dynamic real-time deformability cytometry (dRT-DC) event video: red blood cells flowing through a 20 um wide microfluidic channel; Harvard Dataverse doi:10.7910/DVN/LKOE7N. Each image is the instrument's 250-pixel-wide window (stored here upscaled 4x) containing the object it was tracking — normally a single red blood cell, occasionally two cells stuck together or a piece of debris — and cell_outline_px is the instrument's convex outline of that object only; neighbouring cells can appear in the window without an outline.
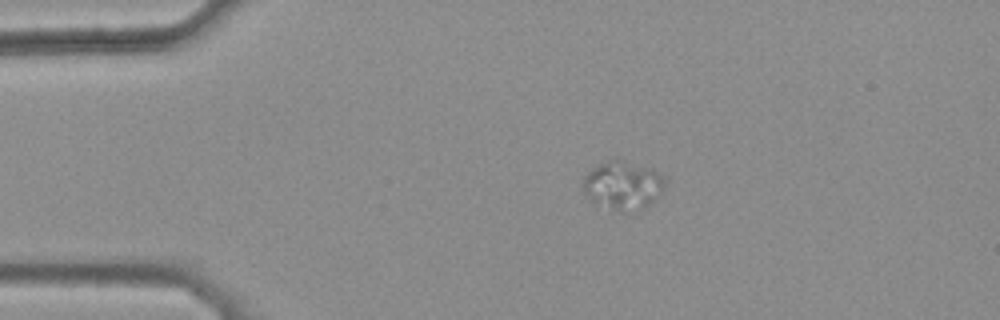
{"species": "common noctule bat (a hibernating species)", "species_latin": "Nyctalus noctula", "temperature_condition": "warm", "stored_images_in_passage": 25, "camera_frame_rate_fps": 3000, "um_per_image_px": 0.085, "animal": {"sex": "female", "body_mass_g": 25.1}, "frame": {"image": 1, "passage_image": 1, "time_ms": 0.0, "image_size_px": [1000, 320], "cell_outline_px": [[668, 180], [664, 188], [644, 208], [624, 212], [620, 212], [596, 204], [584, 192], [580, 184], [584, 176], [588, 172], [600, 164], [616, 156], [648, 168], [668, 176]], "centroid_in_image_um": [52.94, 15.72], "position_along_channel_um": 32.1, "area_um2": 23.47}}
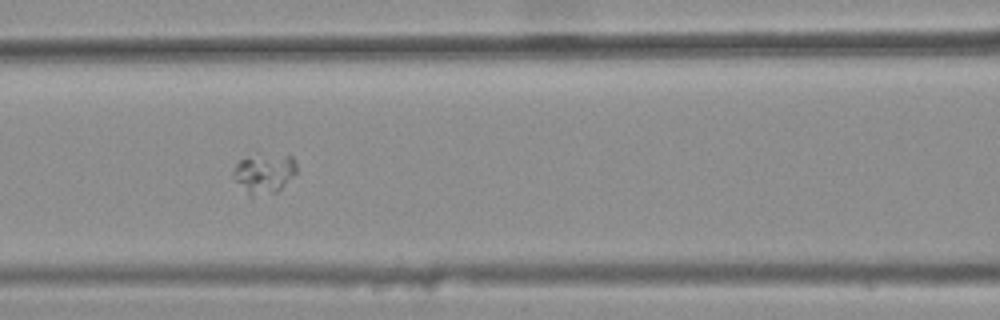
{"frame": {"image": 2, "passage_image": 13, "time_ms": 4.0, "image_size_px": [1000, 320], "cell_outline_px": [[300, 172], [276, 192], [252, 196], [232, 176], [232, 172], [236, 164], [240, 160], [284, 156], [292, 156], [296, 160]], "centroid_in_image_um": [22.55, 14.78], "position_along_channel_um": 144.0, "area_um2": 13.93}}
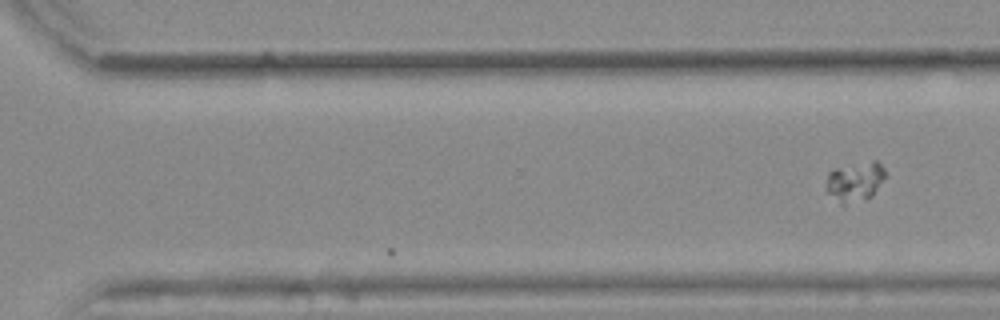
{"frame": {"image": 3, "passage_image": 25, "time_ms": 8.0, "image_size_px": [1000, 320], "cell_outline_px": [[884, 176], [872, 196], [864, 200], [844, 204], [828, 192], [824, 188], [824, 184], [828, 172], [832, 168], [872, 160], [876, 160], [884, 168]], "centroid_in_image_um": [72.63, 15.4], "position_along_channel_um": 298.0, "area_um2": 13.58}}